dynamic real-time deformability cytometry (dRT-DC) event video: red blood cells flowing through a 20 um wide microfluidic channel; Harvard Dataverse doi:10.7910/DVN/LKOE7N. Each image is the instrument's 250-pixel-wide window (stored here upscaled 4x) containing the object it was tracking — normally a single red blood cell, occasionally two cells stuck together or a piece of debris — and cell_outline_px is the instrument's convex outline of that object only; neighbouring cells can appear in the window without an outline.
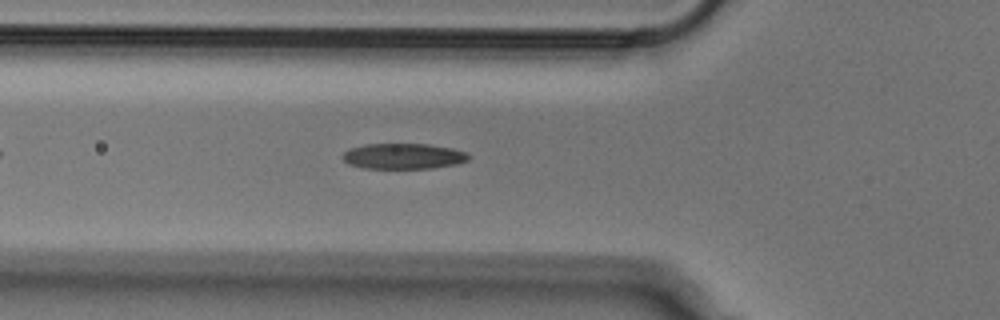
{"species": "Egyptian fruit bat (a non-hibernating species)", "species_latin": "Rousettus aegyptiacus", "temperature_condition": "cold", "stored_images_in_passage": 39, "camera_frame_rate_fps": 3000, "um_per_image_px": 0.085, "animal": {"sex": "male"}, "frame": {"image": 1, "passage_image": 9, "time_ms": 2.667, "image_size_px": [1000, 320], "cell_outline_px": [[472, 156], [468, 160], [456, 164], [432, 168], [364, 168], [348, 164], [340, 156], [348, 148], [364, 144], [428, 144], [452, 148], [468, 152]], "centroid_in_image_um": [34.29, 13.27], "position_along_channel_um": 91.5, "area_um2": 19.02}}
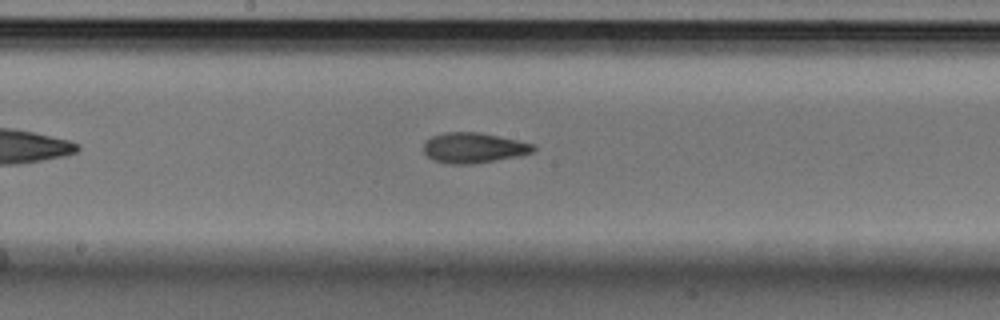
{"frame": {"image": 2, "passage_image": 18, "time_ms": 5.667, "image_size_px": [1000, 320], "cell_outline_px": [[536, 148], [532, 152], [520, 156], [472, 164], [452, 164], [432, 160], [424, 152], [424, 144], [432, 136], [444, 132], [480, 132], [536, 144]], "centroid_in_image_um": [40.28, 12.56], "position_along_channel_um": 207.9, "area_um2": 19.42}}
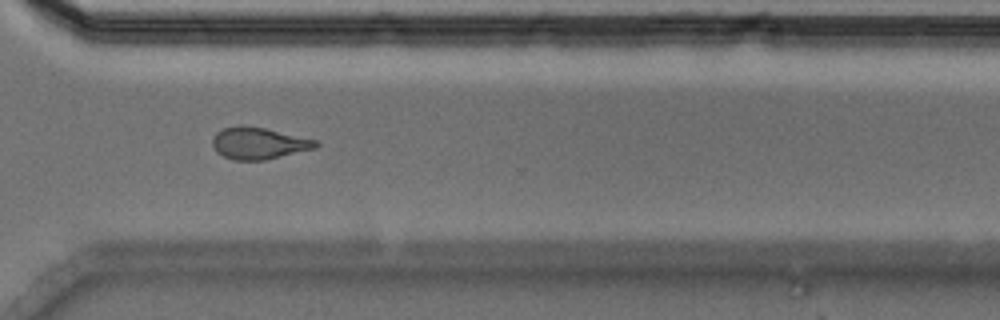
{"frame": {"image": 3, "passage_image": 29, "time_ms": 9.333, "image_size_px": [1000, 320], "cell_outline_px": [[320, 144], [316, 148], [264, 160], [232, 160], [216, 152], [212, 144], [212, 136], [216, 132], [224, 128], [240, 124], [244, 124], [264, 128], [316, 140]], "centroid_in_image_um": [21.94, 12.17], "position_along_channel_um": 348.7, "area_um2": 19.19}}